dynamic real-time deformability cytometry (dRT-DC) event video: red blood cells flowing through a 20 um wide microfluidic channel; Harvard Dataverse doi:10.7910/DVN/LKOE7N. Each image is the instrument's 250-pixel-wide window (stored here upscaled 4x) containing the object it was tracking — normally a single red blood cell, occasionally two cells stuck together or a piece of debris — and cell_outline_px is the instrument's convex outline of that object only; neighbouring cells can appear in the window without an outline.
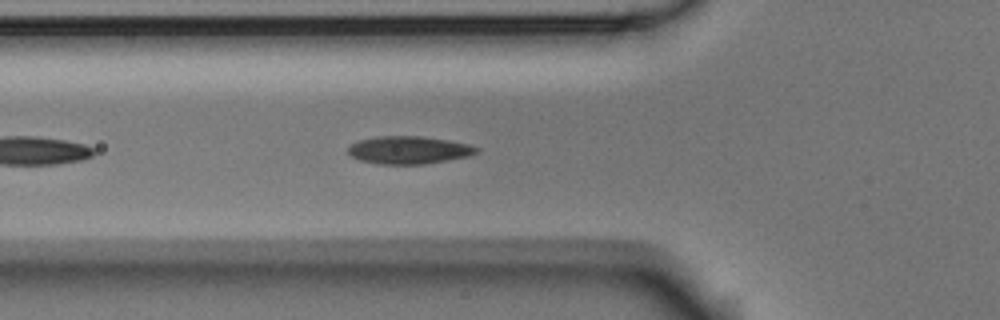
{"species": "Egyptian fruit bat (a non-hibernating species)", "species_latin": "Rousettus aegyptiacus", "temperature_condition": "room temperature", "stored_images_in_passage": 10, "camera_frame_rate_fps": 3000, "um_per_image_px": 0.085, "animal": {"sex": "male"}, "frame": {"image": 1, "passage_image": 6, "time_ms": 1.667, "image_size_px": [1000, 320], "cell_outline_px": [[480, 152], [472, 156], [424, 164], [376, 164], [360, 160], [352, 156], [348, 152], [348, 144], [356, 140], [376, 136], [420, 136], [448, 140], [468, 144], [480, 148]], "centroid_in_image_um": [34.75, 12.75], "position_along_channel_um": 91.0, "area_um2": 21.1}}